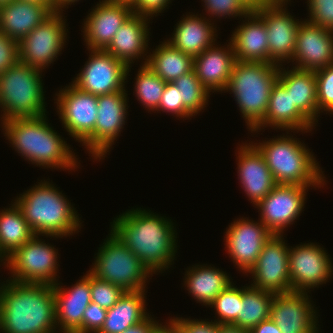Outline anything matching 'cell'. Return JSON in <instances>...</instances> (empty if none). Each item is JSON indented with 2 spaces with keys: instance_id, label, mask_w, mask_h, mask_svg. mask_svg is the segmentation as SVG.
<instances>
[{
  "instance_id": "cell-33",
  "label": "cell",
  "mask_w": 333,
  "mask_h": 333,
  "mask_svg": "<svg viewBox=\"0 0 333 333\" xmlns=\"http://www.w3.org/2000/svg\"><path fill=\"white\" fill-rule=\"evenodd\" d=\"M146 65L166 83H171L193 69V58L164 40L149 53Z\"/></svg>"
},
{
  "instance_id": "cell-22",
  "label": "cell",
  "mask_w": 333,
  "mask_h": 333,
  "mask_svg": "<svg viewBox=\"0 0 333 333\" xmlns=\"http://www.w3.org/2000/svg\"><path fill=\"white\" fill-rule=\"evenodd\" d=\"M87 273L72 288L58 282L53 285L56 325L61 333H82L83 313L91 302L90 271Z\"/></svg>"
},
{
  "instance_id": "cell-20",
  "label": "cell",
  "mask_w": 333,
  "mask_h": 333,
  "mask_svg": "<svg viewBox=\"0 0 333 333\" xmlns=\"http://www.w3.org/2000/svg\"><path fill=\"white\" fill-rule=\"evenodd\" d=\"M296 61V62H294ZM293 68L316 71L333 63V31L308 20L297 30Z\"/></svg>"
},
{
  "instance_id": "cell-12",
  "label": "cell",
  "mask_w": 333,
  "mask_h": 333,
  "mask_svg": "<svg viewBox=\"0 0 333 333\" xmlns=\"http://www.w3.org/2000/svg\"><path fill=\"white\" fill-rule=\"evenodd\" d=\"M88 61L72 81L78 89L99 96L126 91L125 83L131 66L105 50H89Z\"/></svg>"
},
{
  "instance_id": "cell-51",
  "label": "cell",
  "mask_w": 333,
  "mask_h": 333,
  "mask_svg": "<svg viewBox=\"0 0 333 333\" xmlns=\"http://www.w3.org/2000/svg\"><path fill=\"white\" fill-rule=\"evenodd\" d=\"M219 333H250V330L240 328L233 324H218Z\"/></svg>"
},
{
  "instance_id": "cell-47",
  "label": "cell",
  "mask_w": 333,
  "mask_h": 333,
  "mask_svg": "<svg viewBox=\"0 0 333 333\" xmlns=\"http://www.w3.org/2000/svg\"><path fill=\"white\" fill-rule=\"evenodd\" d=\"M171 0H133L130 3L133 14L153 18L163 13L165 8L170 4Z\"/></svg>"
},
{
  "instance_id": "cell-8",
  "label": "cell",
  "mask_w": 333,
  "mask_h": 333,
  "mask_svg": "<svg viewBox=\"0 0 333 333\" xmlns=\"http://www.w3.org/2000/svg\"><path fill=\"white\" fill-rule=\"evenodd\" d=\"M108 235L95 254L97 256L89 271L125 291L146 290L147 278L153 274L111 231Z\"/></svg>"
},
{
  "instance_id": "cell-54",
  "label": "cell",
  "mask_w": 333,
  "mask_h": 333,
  "mask_svg": "<svg viewBox=\"0 0 333 333\" xmlns=\"http://www.w3.org/2000/svg\"><path fill=\"white\" fill-rule=\"evenodd\" d=\"M22 1H30L40 4H45L46 6H54L53 0H22Z\"/></svg>"
},
{
  "instance_id": "cell-44",
  "label": "cell",
  "mask_w": 333,
  "mask_h": 333,
  "mask_svg": "<svg viewBox=\"0 0 333 333\" xmlns=\"http://www.w3.org/2000/svg\"><path fill=\"white\" fill-rule=\"evenodd\" d=\"M107 309L90 302L83 313L82 333H98L106 318Z\"/></svg>"
},
{
  "instance_id": "cell-45",
  "label": "cell",
  "mask_w": 333,
  "mask_h": 333,
  "mask_svg": "<svg viewBox=\"0 0 333 333\" xmlns=\"http://www.w3.org/2000/svg\"><path fill=\"white\" fill-rule=\"evenodd\" d=\"M19 61L18 41L0 31V74Z\"/></svg>"
},
{
  "instance_id": "cell-14",
  "label": "cell",
  "mask_w": 333,
  "mask_h": 333,
  "mask_svg": "<svg viewBox=\"0 0 333 333\" xmlns=\"http://www.w3.org/2000/svg\"><path fill=\"white\" fill-rule=\"evenodd\" d=\"M326 252L317 243L289 247L288 266L293 291L309 293V289L319 288L330 280L333 274L332 258Z\"/></svg>"
},
{
  "instance_id": "cell-4",
  "label": "cell",
  "mask_w": 333,
  "mask_h": 333,
  "mask_svg": "<svg viewBox=\"0 0 333 333\" xmlns=\"http://www.w3.org/2000/svg\"><path fill=\"white\" fill-rule=\"evenodd\" d=\"M42 181L14 201L33 233L62 238L80 232L82 222L71 202L50 181Z\"/></svg>"
},
{
  "instance_id": "cell-36",
  "label": "cell",
  "mask_w": 333,
  "mask_h": 333,
  "mask_svg": "<svg viewBox=\"0 0 333 333\" xmlns=\"http://www.w3.org/2000/svg\"><path fill=\"white\" fill-rule=\"evenodd\" d=\"M172 83L179 89L184 101V119L195 116L208 105L210 92L202 85L193 69Z\"/></svg>"
},
{
  "instance_id": "cell-38",
  "label": "cell",
  "mask_w": 333,
  "mask_h": 333,
  "mask_svg": "<svg viewBox=\"0 0 333 333\" xmlns=\"http://www.w3.org/2000/svg\"><path fill=\"white\" fill-rule=\"evenodd\" d=\"M216 310L217 324H233L237 326V315L240 308V288L231 283L208 306Z\"/></svg>"
},
{
  "instance_id": "cell-6",
  "label": "cell",
  "mask_w": 333,
  "mask_h": 333,
  "mask_svg": "<svg viewBox=\"0 0 333 333\" xmlns=\"http://www.w3.org/2000/svg\"><path fill=\"white\" fill-rule=\"evenodd\" d=\"M279 66L266 62H235L225 92L233 94L247 129L253 130L265 117Z\"/></svg>"
},
{
  "instance_id": "cell-11",
  "label": "cell",
  "mask_w": 333,
  "mask_h": 333,
  "mask_svg": "<svg viewBox=\"0 0 333 333\" xmlns=\"http://www.w3.org/2000/svg\"><path fill=\"white\" fill-rule=\"evenodd\" d=\"M127 91L97 96V121L94 131L82 142L91 157L103 160L114 145L127 116Z\"/></svg>"
},
{
  "instance_id": "cell-42",
  "label": "cell",
  "mask_w": 333,
  "mask_h": 333,
  "mask_svg": "<svg viewBox=\"0 0 333 333\" xmlns=\"http://www.w3.org/2000/svg\"><path fill=\"white\" fill-rule=\"evenodd\" d=\"M308 21L333 31V0H308Z\"/></svg>"
},
{
  "instance_id": "cell-29",
  "label": "cell",
  "mask_w": 333,
  "mask_h": 333,
  "mask_svg": "<svg viewBox=\"0 0 333 333\" xmlns=\"http://www.w3.org/2000/svg\"><path fill=\"white\" fill-rule=\"evenodd\" d=\"M200 16V17H199ZM187 14L174 27L173 35L168 41L174 48L195 58L207 48L215 45L217 27L211 19L200 14Z\"/></svg>"
},
{
  "instance_id": "cell-23",
  "label": "cell",
  "mask_w": 333,
  "mask_h": 333,
  "mask_svg": "<svg viewBox=\"0 0 333 333\" xmlns=\"http://www.w3.org/2000/svg\"><path fill=\"white\" fill-rule=\"evenodd\" d=\"M238 178L242 189L255 206L277 185L263 155L250 142L238 148Z\"/></svg>"
},
{
  "instance_id": "cell-40",
  "label": "cell",
  "mask_w": 333,
  "mask_h": 333,
  "mask_svg": "<svg viewBox=\"0 0 333 333\" xmlns=\"http://www.w3.org/2000/svg\"><path fill=\"white\" fill-rule=\"evenodd\" d=\"M318 117L323 111L333 114V63L315 71ZM323 110V111H322Z\"/></svg>"
},
{
  "instance_id": "cell-30",
  "label": "cell",
  "mask_w": 333,
  "mask_h": 333,
  "mask_svg": "<svg viewBox=\"0 0 333 333\" xmlns=\"http://www.w3.org/2000/svg\"><path fill=\"white\" fill-rule=\"evenodd\" d=\"M278 69L277 81L290 92L292 104L315 125L318 123V103L315 71L291 68Z\"/></svg>"
},
{
  "instance_id": "cell-17",
  "label": "cell",
  "mask_w": 333,
  "mask_h": 333,
  "mask_svg": "<svg viewBox=\"0 0 333 333\" xmlns=\"http://www.w3.org/2000/svg\"><path fill=\"white\" fill-rule=\"evenodd\" d=\"M310 187L300 185L277 184L273 190L260 201L259 220L274 234L283 235L284 229L293 224L304 211L306 191Z\"/></svg>"
},
{
  "instance_id": "cell-48",
  "label": "cell",
  "mask_w": 333,
  "mask_h": 333,
  "mask_svg": "<svg viewBox=\"0 0 333 333\" xmlns=\"http://www.w3.org/2000/svg\"><path fill=\"white\" fill-rule=\"evenodd\" d=\"M158 324L159 322L149 315L145 320L129 327L122 333H151Z\"/></svg>"
},
{
  "instance_id": "cell-46",
  "label": "cell",
  "mask_w": 333,
  "mask_h": 333,
  "mask_svg": "<svg viewBox=\"0 0 333 333\" xmlns=\"http://www.w3.org/2000/svg\"><path fill=\"white\" fill-rule=\"evenodd\" d=\"M173 319L183 333H219L218 324L212 320L209 322L206 319L200 321L183 317H173Z\"/></svg>"
},
{
  "instance_id": "cell-32",
  "label": "cell",
  "mask_w": 333,
  "mask_h": 333,
  "mask_svg": "<svg viewBox=\"0 0 333 333\" xmlns=\"http://www.w3.org/2000/svg\"><path fill=\"white\" fill-rule=\"evenodd\" d=\"M184 275L188 293L206 307L232 283L226 272L211 265L197 264L188 268Z\"/></svg>"
},
{
  "instance_id": "cell-34",
  "label": "cell",
  "mask_w": 333,
  "mask_h": 333,
  "mask_svg": "<svg viewBox=\"0 0 333 333\" xmlns=\"http://www.w3.org/2000/svg\"><path fill=\"white\" fill-rule=\"evenodd\" d=\"M10 205L0 211V257L3 261L35 235L17 204Z\"/></svg>"
},
{
  "instance_id": "cell-26",
  "label": "cell",
  "mask_w": 333,
  "mask_h": 333,
  "mask_svg": "<svg viewBox=\"0 0 333 333\" xmlns=\"http://www.w3.org/2000/svg\"><path fill=\"white\" fill-rule=\"evenodd\" d=\"M235 62L236 58L229 41L226 47L216 44L193 58V70L209 92L222 93L229 84Z\"/></svg>"
},
{
  "instance_id": "cell-5",
  "label": "cell",
  "mask_w": 333,
  "mask_h": 333,
  "mask_svg": "<svg viewBox=\"0 0 333 333\" xmlns=\"http://www.w3.org/2000/svg\"><path fill=\"white\" fill-rule=\"evenodd\" d=\"M290 135L274 136L267 141L253 143L263 155L276 184L324 187L326 182L319 162L299 138Z\"/></svg>"
},
{
  "instance_id": "cell-7",
  "label": "cell",
  "mask_w": 333,
  "mask_h": 333,
  "mask_svg": "<svg viewBox=\"0 0 333 333\" xmlns=\"http://www.w3.org/2000/svg\"><path fill=\"white\" fill-rule=\"evenodd\" d=\"M42 71L18 61L0 74L1 122L46 115Z\"/></svg>"
},
{
  "instance_id": "cell-49",
  "label": "cell",
  "mask_w": 333,
  "mask_h": 333,
  "mask_svg": "<svg viewBox=\"0 0 333 333\" xmlns=\"http://www.w3.org/2000/svg\"><path fill=\"white\" fill-rule=\"evenodd\" d=\"M250 333H281L278 326L270 319L260 322L250 330Z\"/></svg>"
},
{
  "instance_id": "cell-55",
  "label": "cell",
  "mask_w": 333,
  "mask_h": 333,
  "mask_svg": "<svg viewBox=\"0 0 333 333\" xmlns=\"http://www.w3.org/2000/svg\"><path fill=\"white\" fill-rule=\"evenodd\" d=\"M111 1H116V2H126V3H131L133 0H111Z\"/></svg>"
},
{
  "instance_id": "cell-15",
  "label": "cell",
  "mask_w": 333,
  "mask_h": 333,
  "mask_svg": "<svg viewBox=\"0 0 333 333\" xmlns=\"http://www.w3.org/2000/svg\"><path fill=\"white\" fill-rule=\"evenodd\" d=\"M283 235H272L264 244L252 274L251 286L274 294L292 292L289 275V247Z\"/></svg>"
},
{
  "instance_id": "cell-16",
  "label": "cell",
  "mask_w": 333,
  "mask_h": 333,
  "mask_svg": "<svg viewBox=\"0 0 333 333\" xmlns=\"http://www.w3.org/2000/svg\"><path fill=\"white\" fill-rule=\"evenodd\" d=\"M55 96L61 123L71 137L83 142L95 129L97 96L84 92L72 83L61 88Z\"/></svg>"
},
{
  "instance_id": "cell-10",
  "label": "cell",
  "mask_w": 333,
  "mask_h": 333,
  "mask_svg": "<svg viewBox=\"0 0 333 333\" xmlns=\"http://www.w3.org/2000/svg\"><path fill=\"white\" fill-rule=\"evenodd\" d=\"M63 16V11H54L18 42L20 62L44 71L56 60L67 39L68 29Z\"/></svg>"
},
{
  "instance_id": "cell-31",
  "label": "cell",
  "mask_w": 333,
  "mask_h": 333,
  "mask_svg": "<svg viewBox=\"0 0 333 333\" xmlns=\"http://www.w3.org/2000/svg\"><path fill=\"white\" fill-rule=\"evenodd\" d=\"M145 290L126 291L117 303L107 309L103 326L98 333H122L131 326L145 320L146 312Z\"/></svg>"
},
{
  "instance_id": "cell-39",
  "label": "cell",
  "mask_w": 333,
  "mask_h": 333,
  "mask_svg": "<svg viewBox=\"0 0 333 333\" xmlns=\"http://www.w3.org/2000/svg\"><path fill=\"white\" fill-rule=\"evenodd\" d=\"M91 302L105 309L112 308L126 292L122 287L97 278L90 272Z\"/></svg>"
},
{
  "instance_id": "cell-13",
  "label": "cell",
  "mask_w": 333,
  "mask_h": 333,
  "mask_svg": "<svg viewBox=\"0 0 333 333\" xmlns=\"http://www.w3.org/2000/svg\"><path fill=\"white\" fill-rule=\"evenodd\" d=\"M291 0H274L254 12L264 21L268 35L269 63L283 66L291 62L295 52L299 19L290 15L287 4Z\"/></svg>"
},
{
  "instance_id": "cell-3",
  "label": "cell",
  "mask_w": 333,
  "mask_h": 333,
  "mask_svg": "<svg viewBox=\"0 0 333 333\" xmlns=\"http://www.w3.org/2000/svg\"><path fill=\"white\" fill-rule=\"evenodd\" d=\"M47 120L46 115L13 118L0 126L14 149L33 165L70 171L79 168L74 151Z\"/></svg>"
},
{
  "instance_id": "cell-21",
  "label": "cell",
  "mask_w": 333,
  "mask_h": 333,
  "mask_svg": "<svg viewBox=\"0 0 333 333\" xmlns=\"http://www.w3.org/2000/svg\"><path fill=\"white\" fill-rule=\"evenodd\" d=\"M99 1L84 19L82 32L88 50H105L118 29L133 14L129 3Z\"/></svg>"
},
{
  "instance_id": "cell-53",
  "label": "cell",
  "mask_w": 333,
  "mask_h": 333,
  "mask_svg": "<svg viewBox=\"0 0 333 333\" xmlns=\"http://www.w3.org/2000/svg\"><path fill=\"white\" fill-rule=\"evenodd\" d=\"M79 0H53L55 11H64V8H68L71 4L78 2ZM63 8V9H62Z\"/></svg>"
},
{
  "instance_id": "cell-24",
  "label": "cell",
  "mask_w": 333,
  "mask_h": 333,
  "mask_svg": "<svg viewBox=\"0 0 333 333\" xmlns=\"http://www.w3.org/2000/svg\"><path fill=\"white\" fill-rule=\"evenodd\" d=\"M272 127L281 131L290 130L297 133L310 132L314 125L296 106L292 104L290 92H288L278 81L272 86L268 101L267 112L263 120L253 129L251 133H257L265 127ZM310 130V131H309Z\"/></svg>"
},
{
  "instance_id": "cell-52",
  "label": "cell",
  "mask_w": 333,
  "mask_h": 333,
  "mask_svg": "<svg viewBox=\"0 0 333 333\" xmlns=\"http://www.w3.org/2000/svg\"><path fill=\"white\" fill-rule=\"evenodd\" d=\"M249 11L260 9L263 5L274 0H240Z\"/></svg>"
},
{
  "instance_id": "cell-9",
  "label": "cell",
  "mask_w": 333,
  "mask_h": 333,
  "mask_svg": "<svg viewBox=\"0 0 333 333\" xmlns=\"http://www.w3.org/2000/svg\"><path fill=\"white\" fill-rule=\"evenodd\" d=\"M39 238L34 235L4 259L3 265L9 268L12 277L9 280L50 285L58 282V250Z\"/></svg>"
},
{
  "instance_id": "cell-41",
  "label": "cell",
  "mask_w": 333,
  "mask_h": 333,
  "mask_svg": "<svg viewBox=\"0 0 333 333\" xmlns=\"http://www.w3.org/2000/svg\"><path fill=\"white\" fill-rule=\"evenodd\" d=\"M209 18L235 17L244 18L249 10L240 0H202ZM208 9V10H207ZM231 16V17H230Z\"/></svg>"
},
{
  "instance_id": "cell-1",
  "label": "cell",
  "mask_w": 333,
  "mask_h": 333,
  "mask_svg": "<svg viewBox=\"0 0 333 333\" xmlns=\"http://www.w3.org/2000/svg\"><path fill=\"white\" fill-rule=\"evenodd\" d=\"M148 211L129 209L110 222L111 232L152 274L162 273L173 265L176 258V228L171 219Z\"/></svg>"
},
{
  "instance_id": "cell-57",
  "label": "cell",
  "mask_w": 333,
  "mask_h": 333,
  "mask_svg": "<svg viewBox=\"0 0 333 333\" xmlns=\"http://www.w3.org/2000/svg\"><path fill=\"white\" fill-rule=\"evenodd\" d=\"M176 333H183L179 328L178 325L176 324Z\"/></svg>"
},
{
  "instance_id": "cell-37",
  "label": "cell",
  "mask_w": 333,
  "mask_h": 333,
  "mask_svg": "<svg viewBox=\"0 0 333 333\" xmlns=\"http://www.w3.org/2000/svg\"><path fill=\"white\" fill-rule=\"evenodd\" d=\"M135 96L148 112L158 109L166 82L147 65H140L135 78Z\"/></svg>"
},
{
  "instance_id": "cell-27",
  "label": "cell",
  "mask_w": 333,
  "mask_h": 333,
  "mask_svg": "<svg viewBox=\"0 0 333 333\" xmlns=\"http://www.w3.org/2000/svg\"><path fill=\"white\" fill-rule=\"evenodd\" d=\"M54 11V6L12 0L0 5V31L19 42Z\"/></svg>"
},
{
  "instance_id": "cell-25",
  "label": "cell",
  "mask_w": 333,
  "mask_h": 333,
  "mask_svg": "<svg viewBox=\"0 0 333 333\" xmlns=\"http://www.w3.org/2000/svg\"><path fill=\"white\" fill-rule=\"evenodd\" d=\"M150 18L132 14L115 33L111 43L105 49L115 58L127 66L134 64V60L143 57L142 65H146L148 56ZM146 54H145V53Z\"/></svg>"
},
{
  "instance_id": "cell-56",
  "label": "cell",
  "mask_w": 333,
  "mask_h": 333,
  "mask_svg": "<svg viewBox=\"0 0 333 333\" xmlns=\"http://www.w3.org/2000/svg\"><path fill=\"white\" fill-rule=\"evenodd\" d=\"M12 0H0V5L4 4V3H8L11 2Z\"/></svg>"
},
{
  "instance_id": "cell-19",
  "label": "cell",
  "mask_w": 333,
  "mask_h": 333,
  "mask_svg": "<svg viewBox=\"0 0 333 333\" xmlns=\"http://www.w3.org/2000/svg\"><path fill=\"white\" fill-rule=\"evenodd\" d=\"M309 297L296 291L274 294L270 319L281 333H319L318 312Z\"/></svg>"
},
{
  "instance_id": "cell-50",
  "label": "cell",
  "mask_w": 333,
  "mask_h": 333,
  "mask_svg": "<svg viewBox=\"0 0 333 333\" xmlns=\"http://www.w3.org/2000/svg\"><path fill=\"white\" fill-rule=\"evenodd\" d=\"M170 321L165 325L159 323L151 333H176V322L173 318L169 319Z\"/></svg>"
},
{
  "instance_id": "cell-18",
  "label": "cell",
  "mask_w": 333,
  "mask_h": 333,
  "mask_svg": "<svg viewBox=\"0 0 333 333\" xmlns=\"http://www.w3.org/2000/svg\"><path fill=\"white\" fill-rule=\"evenodd\" d=\"M225 246L237 268L248 273L255 265L264 244L274 235L261 221L238 218L228 225Z\"/></svg>"
},
{
  "instance_id": "cell-43",
  "label": "cell",
  "mask_w": 333,
  "mask_h": 333,
  "mask_svg": "<svg viewBox=\"0 0 333 333\" xmlns=\"http://www.w3.org/2000/svg\"><path fill=\"white\" fill-rule=\"evenodd\" d=\"M156 111L169 112L176 117L184 118V101L181 99L179 89L172 82L166 83Z\"/></svg>"
},
{
  "instance_id": "cell-35",
  "label": "cell",
  "mask_w": 333,
  "mask_h": 333,
  "mask_svg": "<svg viewBox=\"0 0 333 333\" xmlns=\"http://www.w3.org/2000/svg\"><path fill=\"white\" fill-rule=\"evenodd\" d=\"M274 293L257 289L251 285L240 288V308L237 326L251 330L260 322L270 318Z\"/></svg>"
},
{
  "instance_id": "cell-28",
  "label": "cell",
  "mask_w": 333,
  "mask_h": 333,
  "mask_svg": "<svg viewBox=\"0 0 333 333\" xmlns=\"http://www.w3.org/2000/svg\"><path fill=\"white\" fill-rule=\"evenodd\" d=\"M244 18L230 37L236 60L269 63L268 35L264 21L254 11H249Z\"/></svg>"
},
{
  "instance_id": "cell-2",
  "label": "cell",
  "mask_w": 333,
  "mask_h": 333,
  "mask_svg": "<svg viewBox=\"0 0 333 333\" xmlns=\"http://www.w3.org/2000/svg\"><path fill=\"white\" fill-rule=\"evenodd\" d=\"M56 329L53 285L9 279L1 283L0 333H55Z\"/></svg>"
}]
</instances>
